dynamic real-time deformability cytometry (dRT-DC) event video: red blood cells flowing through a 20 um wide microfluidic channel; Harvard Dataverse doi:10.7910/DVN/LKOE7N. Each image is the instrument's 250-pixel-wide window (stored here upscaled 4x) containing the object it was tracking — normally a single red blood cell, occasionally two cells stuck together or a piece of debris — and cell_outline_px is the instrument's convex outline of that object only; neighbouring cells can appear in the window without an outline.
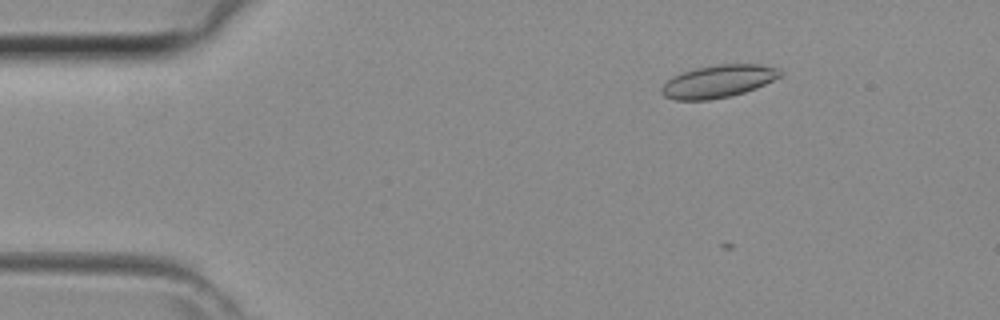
{"species": "common noctule bat (a hibernating species)", "species_latin": "Nyctalus noctula", "temperature_condition": "room temperature", "stored_images_in_passage": 7, "camera_frame_rate_fps": 3000, "um_per_image_px": 0.085, "animal": {"sex": "female", "body_mass_g": 29.2, "forearm_length_mm": 56.3}, "frame": {"image": 1, "passage_image": 1, "time_ms": 0.0, "image_size_px": [1000, 320], "cell_outline_px": [[784, 76], [756, 88], [744, 92], [728, 96], [708, 100], [676, 100], [664, 96], [660, 92], [660, 88], [672, 76], [696, 68], [720, 64], [760, 64], [776, 68], [784, 72]], "centroid_in_image_um": [61.08, 6.91], "position_along_channel_um": 23.9, "area_um2": 22.54}}